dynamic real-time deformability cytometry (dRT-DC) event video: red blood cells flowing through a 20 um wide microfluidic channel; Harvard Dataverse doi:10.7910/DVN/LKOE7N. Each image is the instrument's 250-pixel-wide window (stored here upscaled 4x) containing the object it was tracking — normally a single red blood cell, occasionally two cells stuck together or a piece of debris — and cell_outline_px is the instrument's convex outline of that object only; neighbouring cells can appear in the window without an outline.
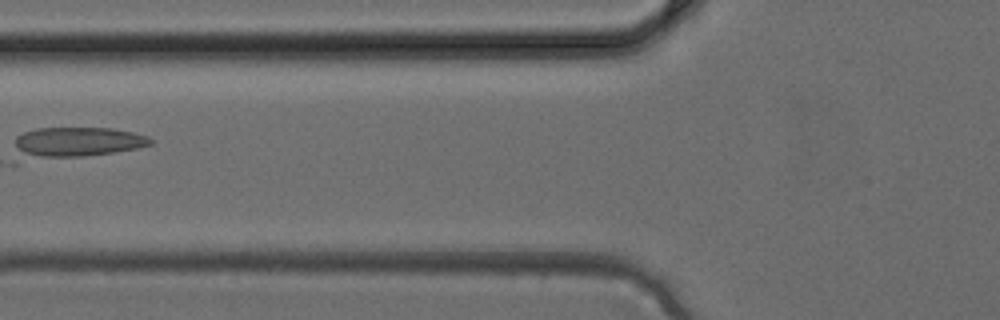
{"species": "common noctule bat (a hibernating species)", "species_latin": "Nyctalus noctula", "temperature_condition": "cold", "stored_images_in_passage": 4, "camera_frame_rate_fps": 3000, "um_per_image_px": 0.085, "animal": {"sex": "female", "body_mass_g": 24.6, "forearm_length_mm": 56.2}, "frame": {"image": 1, "passage_image": 4, "time_ms": 1.0, "image_size_px": [1000, 320], "cell_outline_px": [[156, 140], [152, 144], [136, 148], [112, 152], [84, 156], [20, 164], [12, 164], [12, 160], [16, 136], [24, 132], [36, 128], [112, 128], [132, 132], [148, 136]], "centroid_in_image_um": [6.23, 12.18], "position_along_channel_um": 119.6, "area_um2": 25.78}}